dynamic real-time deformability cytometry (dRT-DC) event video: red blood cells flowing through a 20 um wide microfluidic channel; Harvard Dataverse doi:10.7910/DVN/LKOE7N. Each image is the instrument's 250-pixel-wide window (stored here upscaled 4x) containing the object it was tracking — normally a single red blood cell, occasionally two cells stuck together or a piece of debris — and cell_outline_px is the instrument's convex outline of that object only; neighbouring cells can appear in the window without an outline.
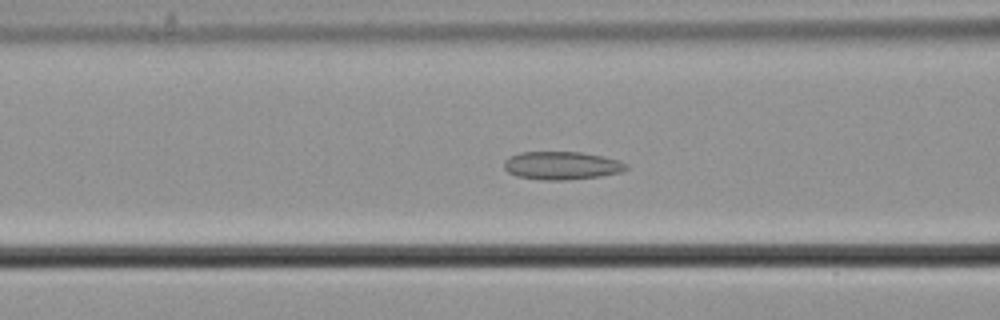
{"species": "common noctule bat (a hibernating species)", "species_latin": "Nyctalus noctula", "temperature_condition": "cold", "stored_images_in_passage": 59, "camera_frame_rate_fps": 3000, "um_per_image_px": 0.085, "animal": {"sex": "male", "body_mass_g": 21.5, "forearm_length_mm": 52.0}, "frame": {"image": 1, "passage_image": 24, "time_ms": 7.667, "image_size_px": [1000, 320], "cell_outline_px": [[628, 168], [620, 172], [600, 176], [564, 180], [540, 180], [516, 176], [508, 172], [504, 168], [504, 160], [508, 156], [520, 152], [580, 152], [604, 156], [620, 160], [628, 164]], "centroid_in_image_um": [47.73, 14.06], "position_along_channel_um": 118.9, "area_um2": 20.17}}
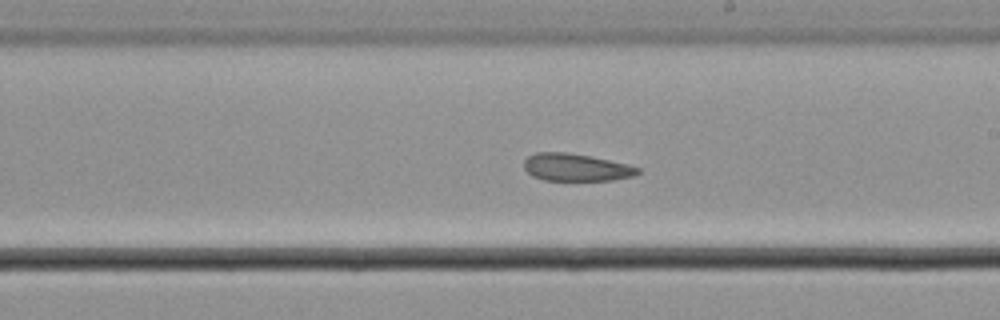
{"frame": {"image": 2, "passage_image": 34, "time_ms": 11.0, "image_size_px": [1000, 320], "cell_outline_px": [[640, 172], [636, 176], [612, 180], [544, 180], [532, 176], [524, 168], [524, 160], [528, 156], [536, 152], [568, 152], [592, 156], [628, 164], [640, 168]], "centroid_in_image_um": [48.98, 14.22], "position_along_channel_um": 240.0, "area_um2": 18.38}}
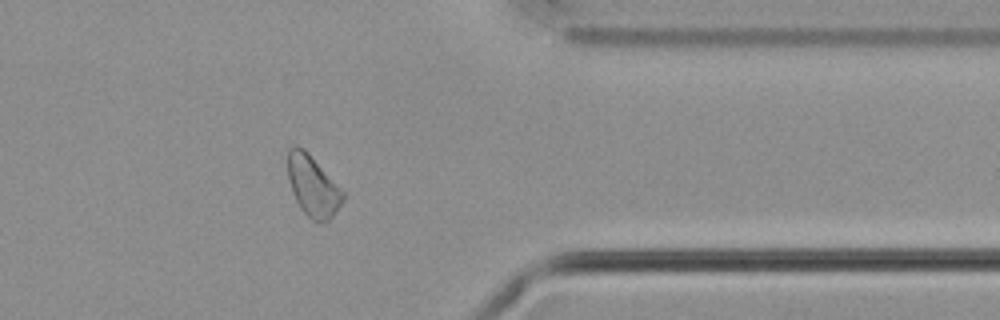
{"frame": {"image": 3, "passage_image": 47, "time_ms": 15.333, "image_size_px": [1000, 320], "cell_outline_px": [[344, 200], [332, 216], [324, 224], [316, 224], [300, 208], [292, 192], [288, 180], [288, 148], [296, 144], [304, 148], [308, 152], [344, 192]], "centroid_in_image_um": [26.58, 15.82], "position_along_channel_um": 384.8, "area_um2": 19.65}, "authors_computed_cell_mechanics": {"area_um2": 20.5768, "velocity_mm_per_s": 3.6397, "shape_relaxation_time_tau1_ms": null, "shape_relaxation_time_tau2_ms": 3.9263, "deformation_change_tau1": null, "deformation_change_tau2": 0.065}}